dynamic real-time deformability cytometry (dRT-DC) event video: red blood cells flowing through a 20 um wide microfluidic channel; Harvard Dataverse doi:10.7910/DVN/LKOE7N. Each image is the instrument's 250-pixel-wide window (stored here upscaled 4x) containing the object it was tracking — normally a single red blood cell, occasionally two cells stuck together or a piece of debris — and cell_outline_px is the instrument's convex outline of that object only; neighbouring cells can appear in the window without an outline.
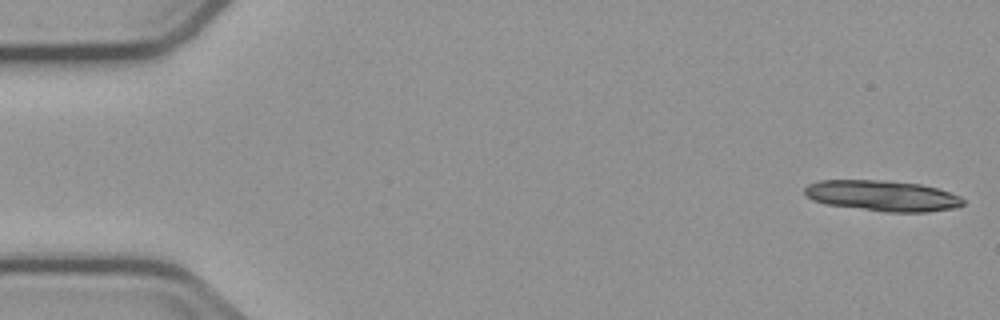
{"species": "common noctule bat (a hibernating species)", "species_latin": "Nyctalus noctula", "temperature_condition": "cold", "stored_images_in_passage": 5, "camera_frame_rate_fps": 3000, "um_per_image_px": 0.085, "animal": {"sex": "male", "body_mass_g": 23.1, "forearm_length_mm": 52.7}, "frame": {"image": 1, "passage_image": 1, "time_ms": 0.0, "image_size_px": [1000, 320], "cell_outline_px": [[964, 204], [956, 208], [928, 212], [884, 212], [824, 204], [812, 200], [804, 192], [804, 188], [808, 184], [820, 180], [884, 180], [920, 184], [936, 188], [960, 196], [964, 200]], "centroid_in_image_um": [75.0, 16.65], "position_along_channel_um": 10.0, "area_um2": 28.55}}
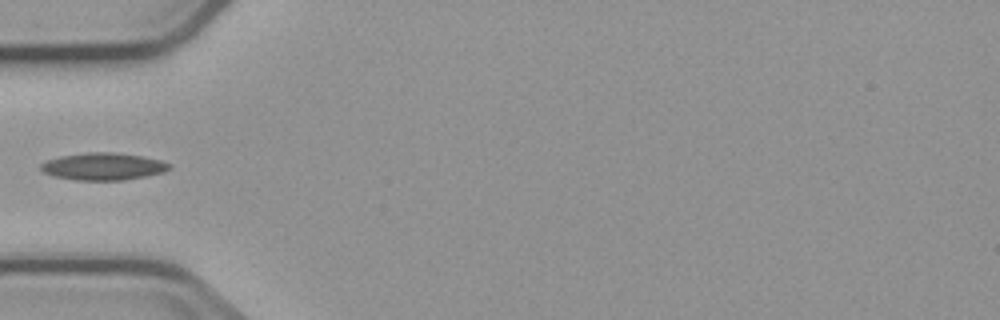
{"frame": {"image": 2, "passage_image": 5, "time_ms": 5.667, "image_size_px": [1000, 320], "cell_outline_px": [[172, 168], [164, 172], [124, 180], [76, 180], [56, 176], [44, 172], [40, 168], [40, 164], [48, 160], [60, 156], [88, 152], [112, 152], [140, 156], [160, 160], [172, 164]], "centroid_in_image_um": [8.8, 14.14], "position_along_channel_um": 76.2, "area_um2": 20.23}}